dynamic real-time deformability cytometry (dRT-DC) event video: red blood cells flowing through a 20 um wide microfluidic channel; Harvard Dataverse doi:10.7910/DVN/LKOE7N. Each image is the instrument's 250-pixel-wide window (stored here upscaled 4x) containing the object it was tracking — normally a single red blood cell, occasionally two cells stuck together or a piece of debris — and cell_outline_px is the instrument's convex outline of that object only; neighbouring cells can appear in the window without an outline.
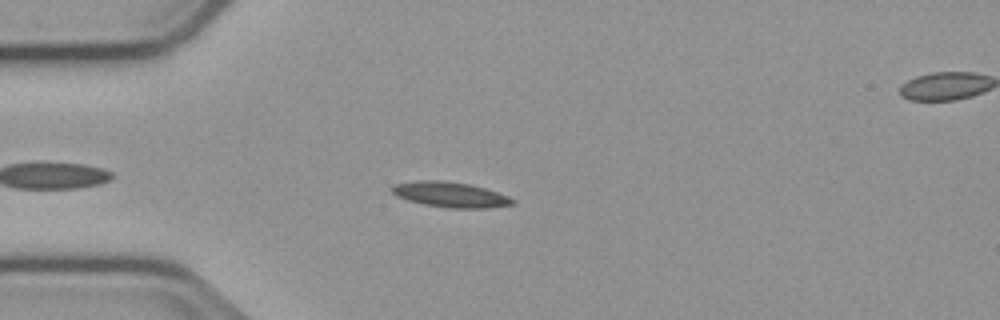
{"species": "common noctule bat (a hibernating species)", "species_latin": "Nyctalus noctula", "temperature_condition": "cold", "stored_images_in_passage": 48, "camera_frame_rate_fps": 3000, "um_per_image_px": 0.085, "animal": {"sex": "male", "body_mass_g": 23.1, "forearm_length_mm": 52.7}, "frame": {"image": 1, "passage_image": 7, "time_ms": 2.0, "image_size_px": [1000, 320], "cell_outline_px": [[516, 204], [488, 208], [452, 208], [424, 204], [408, 200], [396, 196], [392, 192], [392, 184], [416, 180], [444, 180], [468, 184], [484, 188], [508, 196], [516, 200]], "centroid_in_image_um": [38.27, 16.53], "position_along_channel_um": 46.7, "area_um2": 17.8}}
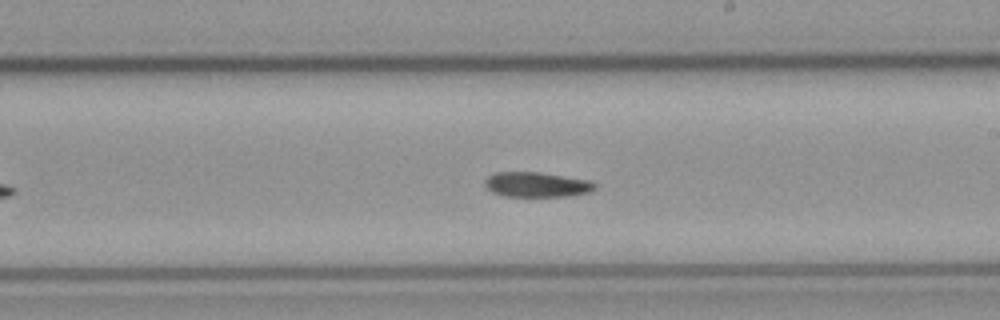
{"frame": {"image": 2, "passage_image": 24, "time_ms": 7.667, "image_size_px": [1000, 320], "cell_outline_px": [[596, 188], [592, 192], [572, 196], [504, 196], [492, 192], [484, 184], [484, 180], [488, 176], [496, 172], [540, 172], [588, 180], [596, 184]], "centroid_in_image_um": [45.64, 15.69], "position_along_channel_um": 243.4, "area_um2": 16.07}}
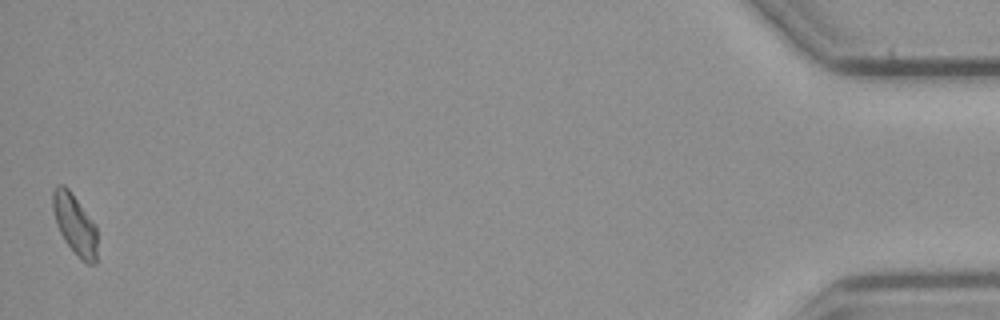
{"frame": {"image": 3, "passage_image": 47, "time_ms": 15.333, "image_size_px": [1000, 320], "cell_outline_px": [[96, 264], [88, 264], [64, 240], [56, 224], [52, 208], [52, 192], [56, 184], [64, 184], [68, 188], [96, 224]], "centroid_in_image_um": [6.34, 19.0], "position_along_channel_um": 428.9, "area_um2": 15.49}}